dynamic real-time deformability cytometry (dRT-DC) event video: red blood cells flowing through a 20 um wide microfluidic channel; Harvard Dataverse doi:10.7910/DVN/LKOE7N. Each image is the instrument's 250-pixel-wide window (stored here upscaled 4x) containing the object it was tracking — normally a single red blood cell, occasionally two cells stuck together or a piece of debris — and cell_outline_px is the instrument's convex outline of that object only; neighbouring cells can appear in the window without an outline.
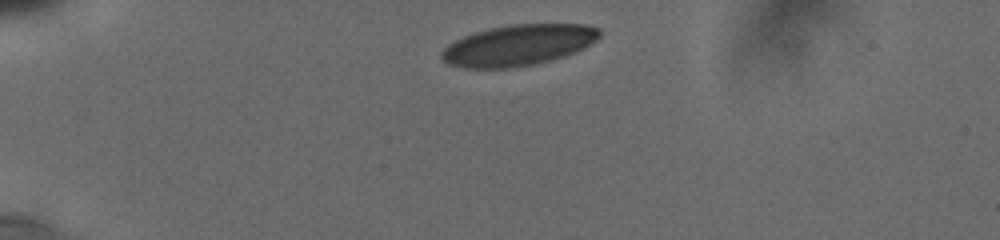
{"species": "human", "species_latin": "Homo sapiens", "temperature_condition": "cold", "stored_images_in_passage": 32, "camera_frame_rate_fps": 3000, "um_per_image_px": 0.085, "donor": {"sex": "male"}, "frame": {"image": 1, "passage_image": 1, "time_ms": 0.0, "image_size_px": [1000, 240], "cell_outline_px": [[600, 36], [596, 40], [584, 48], [564, 56], [552, 60], [532, 64], [508, 68], [464, 68], [448, 64], [440, 56], [440, 52], [448, 44], [464, 36], [476, 32], [492, 28], [512, 24], [584, 24], [600, 28]], "centroid_in_image_um": [44.06, 3.84], "position_along_channel_um": 40.9, "area_um2": 37.51}}
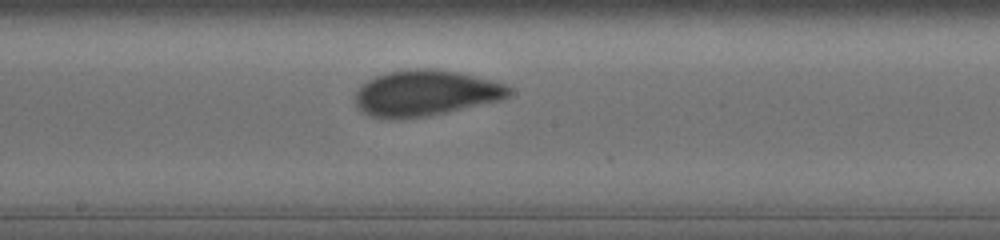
{"frame": {"image": 2, "passage_image": 22, "time_ms": 6.0, "image_size_px": [1000, 240], "cell_outline_px": [[512, 92], [508, 96], [500, 100], [428, 116], [400, 120], [392, 120], [372, 116], [364, 112], [356, 104], [356, 92], [368, 80], [376, 76], [388, 72], [416, 68], [432, 68], [456, 72], [476, 76], [508, 84], [512, 88]], "centroid_in_image_um": [36.2, 7.92], "position_along_channel_um": 212.0, "area_um2": 41.04}}
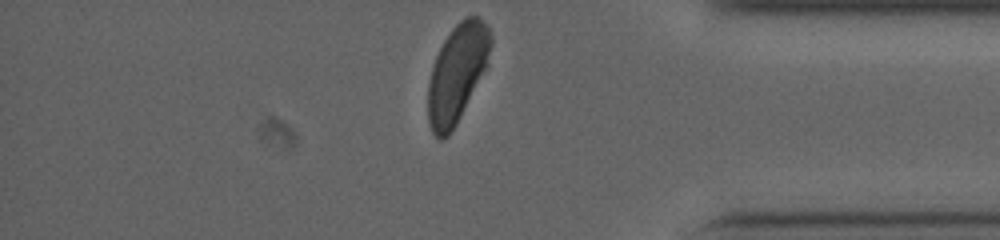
{"frame": {"image": 3, "passage_image": 32, "time_ms": 11.333, "image_size_px": [1000, 240], "cell_outline_px": [[492, 44], [484, 68], [456, 124], [448, 136], [440, 140], [432, 132], [428, 120], [428, 80], [436, 56], [444, 40], [452, 28], [460, 20], [468, 16], [480, 16], [488, 24], [492, 36]], "centroid_in_image_um": [38.84, 6.18], "position_along_channel_um": 396.4, "area_um2": 35.14}, "authors_computed_cell_mechanics": {"area_um2": 40.2288, "velocity_mm_per_s": 3.7625, "shape_relaxation_time_tau1_ms": 2.9273, "shape_relaxation_time_tau2_ms": 0.5748, "deformation_change_tau1": 0.1389, "deformation_change_tau2": 0.0509}}